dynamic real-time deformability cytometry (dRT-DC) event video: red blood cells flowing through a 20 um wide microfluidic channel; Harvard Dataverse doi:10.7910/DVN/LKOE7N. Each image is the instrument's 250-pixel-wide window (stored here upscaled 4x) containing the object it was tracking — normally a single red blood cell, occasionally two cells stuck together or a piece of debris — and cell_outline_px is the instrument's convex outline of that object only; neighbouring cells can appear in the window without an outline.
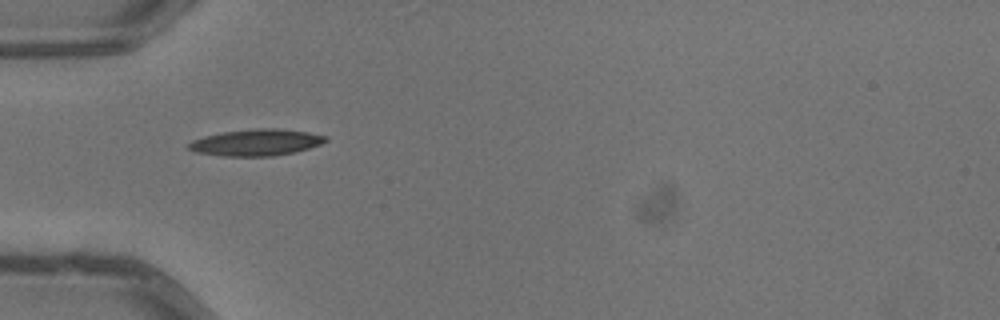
{"species": "common noctule bat (a hibernating species)", "species_latin": "Nyctalus noctula", "temperature_condition": "warm", "stored_images_in_passage": 1, "camera_frame_rate_fps": 3000, "um_per_image_px": 0.085, "animal": {"sex": "male", "body_mass_g": 13.3}, "frame": {"image": 1, "passage_image": 1, "time_ms": 0.0, "image_size_px": [1000, 320], "cell_outline_px": [[328, 140], [320, 144], [308, 148], [292, 152], [272, 156], [224, 156], [196, 152], [188, 148], [188, 144], [192, 140], [204, 136], [224, 132], [252, 128], [276, 128], [308, 132], [328, 136]], "centroid_in_image_um": [21.78, 12.1], "position_along_channel_um": 63.2, "area_um2": 21.04}}